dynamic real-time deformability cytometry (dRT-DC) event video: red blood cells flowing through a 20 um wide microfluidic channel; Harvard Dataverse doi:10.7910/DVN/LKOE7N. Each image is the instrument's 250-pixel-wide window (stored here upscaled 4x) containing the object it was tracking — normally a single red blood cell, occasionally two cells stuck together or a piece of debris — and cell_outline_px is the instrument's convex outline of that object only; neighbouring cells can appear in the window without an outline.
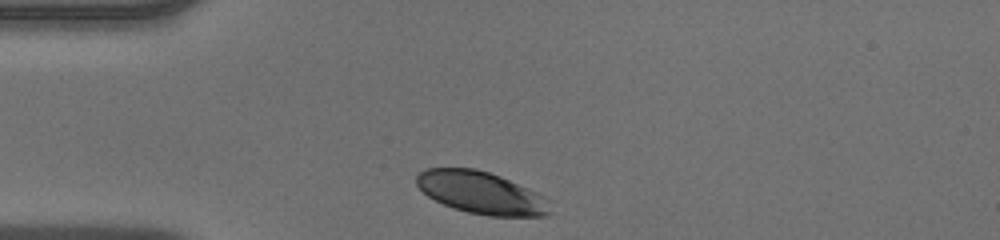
{"species": "human", "species_latin": "Homo sapiens", "temperature_condition": "warm", "stored_images_in_passage": 28, "camera_frame_rate_fps": 3000, "um_per_image_px": 0.085, "donor": {"sex": "male"}, "frame": {"image": 1, "passage_image": 1, "time_ms": 0.0, "image_size_px": [1000, 240], "cell_outline_px": [[552, 212], [548, 216], [488, 216], [468, 212], [452, 208], [428, 196], [416, 184], [416, 176], [420, 172], [428, 168], [476, 168], [500, 176], [536, 192], [544, 196], [548, 200]], "centroid_in_image_um": [40.92, 16.39], "position_along_channel_um": 44.1, "area_um2": 32.83}}
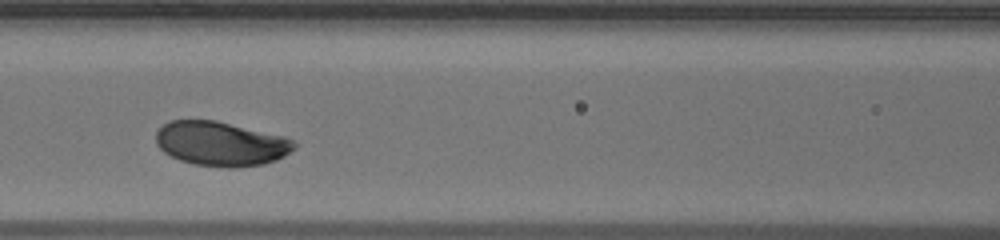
{"frame": {"image": 2, "passage_image": 10, "time_ms": 3.0, "image_size_px": [1000, 240], "cell_outline_px": [[296, 144], [284, 156], [276, 160], [264, 164], [232, 168], [228, 168], [192, 164], [180, 160], [164, 152], [156, 144], [156, 132], [168, 120], [216, 120], [288, 136]], "centroid_in_image_um": [18.78, 12.21], "position_along_channel_um": 147.8, "area_um2": 36.01}}
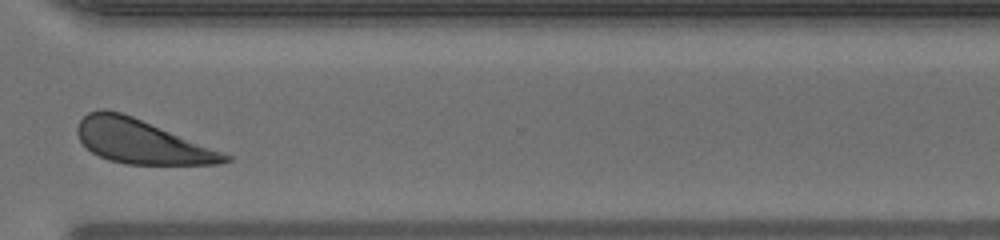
{"frame": {"image": 3, "passage_image": 25, "time_ms": 8.0, "image_size_px": [1000, 240], "cell_outline_px": [[232, 160], [220, 164], [124, 164], [108, 160], [92, 152], [80, 140], [76, 132], [76, 128], [80, 120], [88, 112], [100, 108], [104, 108], [120, 112], [132, 116], [224, 152], [232, 156]], "centroid_in_image_um": [12.01, 12.03], "position_along_channel_um": 358.6, "area_um2": 37.63}}